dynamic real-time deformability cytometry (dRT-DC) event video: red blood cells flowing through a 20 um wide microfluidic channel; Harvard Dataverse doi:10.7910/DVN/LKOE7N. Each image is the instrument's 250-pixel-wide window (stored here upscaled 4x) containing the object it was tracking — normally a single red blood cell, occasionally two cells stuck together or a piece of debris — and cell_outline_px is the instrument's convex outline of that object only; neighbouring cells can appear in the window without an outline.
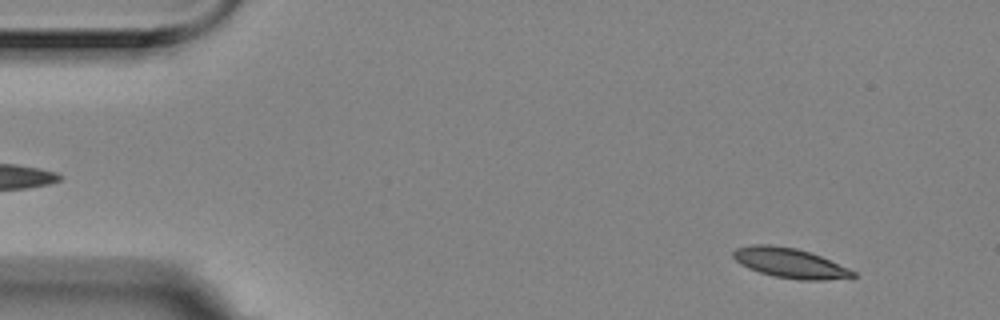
{"species": "Egyptian fruit bat (a non-hibernating species)", "species_latin": "Rousettus aegyptiacus", "temperature_condition": "room temperature", "stored_images_in_passage": 56, "camera_frame_rate_fps": 3000, "um_per_image_px": 0.085, "animal": {"sex": "female"}, "frame": {"image": 1, "passage_image": 5, "time_ms": 1.333, "image_size_px": [1000, 320], "cell_outline_px": [[856, 276], [824, 280], [800, 280], [776, 276], [760, 272], [748, 268], [740, 264], [732, 256], [732, 252], [736, 248], [752, 244], [768, 244], [796, 248], [820, 256], [848, 268], [856, 272]], "centroid_in_image_um": [67.1, 22.35], "position_along_channel_um": 17.9, "area_um2": 20.58}}
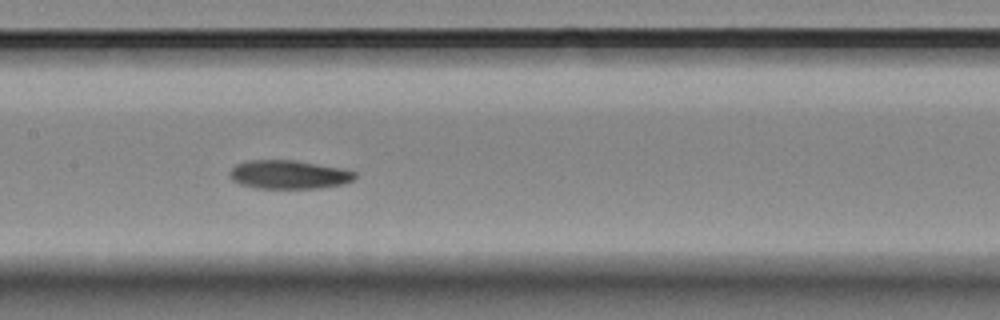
{"frame": {"image": 2, "passage_image": 27, "time_ms": 8.667, "image_size_px": [1000, 320], "cell_outline_px": [[356, 176], [352, 180], [344, 184], [320, 188], [256, 188], [240, 184], [232, 180], [228, 176], [232, 168], [236, 164], [248, 160], [296, 160], [344, 168], [356, 172]], "centroid_in_image_um": [24.56, 14.83], "position_along_channel_um": 182.8, "area_um2": 21.1}}
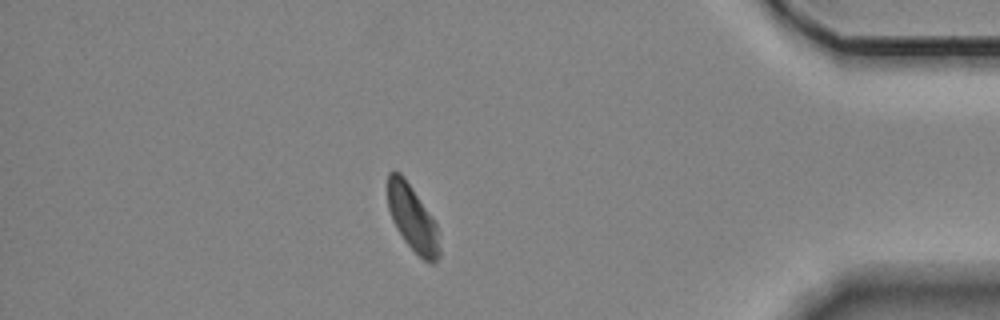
{"frame": {"image": 3, "passage_image": 49, "time_ms": 16.0, "image_size_px": [1000, 320], "cell_outline_px": [[440, 256], [432, 264], [424, 260], [404, 240], [396, 228], [392, 220], [388, 208], [388, 172], [400, 172], [404, 176], [436, 224], [440, 248]], "centroid_in_image_um": [35.05, 18.56], "position_along_channel_um": 400.1, "area_um2": 19.48}, "authors_computed_cell_mechanics": {"area_um2": 20.9525, "velocity_mm_per_s": 3.4828, "shape_relaxation_time_tau1_ms": 6.9827, "shape_relaxation_time_tau2_ms": 6.3085, "deformation_change_tau1": 0.1736, "deformation_change_tau2": 0.1174}}